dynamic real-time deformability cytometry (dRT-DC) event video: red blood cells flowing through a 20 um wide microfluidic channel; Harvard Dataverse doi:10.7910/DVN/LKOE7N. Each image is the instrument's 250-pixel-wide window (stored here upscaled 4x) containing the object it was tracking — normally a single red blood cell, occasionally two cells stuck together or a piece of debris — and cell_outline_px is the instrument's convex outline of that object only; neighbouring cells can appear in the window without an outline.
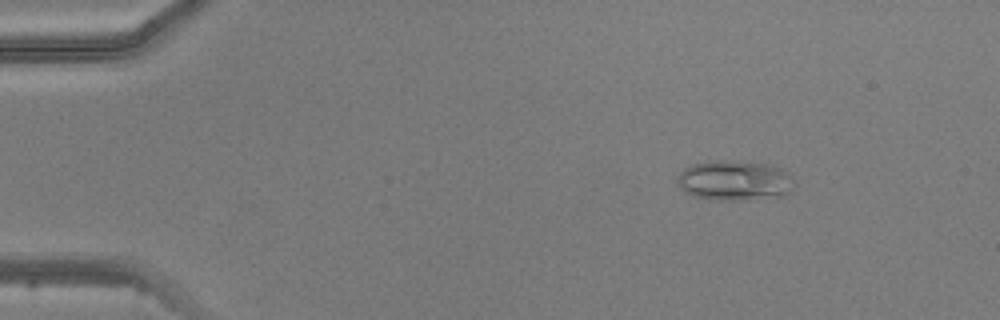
{"species": "common noctule bat (a hibernating species)", "species_latin": "Nyctalus noctula", "temperature_condition": "warm", "stored_images_in_passage": 5, "camera_frame_rate_fps": 3000, "um_per_image_px": 0.085, "animal": {"sex": "male", "body_mass_g": 20.5, "forearm_length_mm": 52.5}, "frame": {"image": 1, "passage_image": 2, "time_ms": 2.0, "image_size_px": [1000, 320], "cell_outline_px": [[792, 188], [784, 196], [748, 200], [708, 200], [692, 196], [684, 192], [680, 188], [676, 180], [676, 176], [684, 168], [692, 164], [708, 160], [732, 160], [768, 164], [780, 168], [788, 176]], "centroid_in_image_um": [62.33, 15.35], "position_along_channel_um": 22.7, "area_um2": 27.57}}